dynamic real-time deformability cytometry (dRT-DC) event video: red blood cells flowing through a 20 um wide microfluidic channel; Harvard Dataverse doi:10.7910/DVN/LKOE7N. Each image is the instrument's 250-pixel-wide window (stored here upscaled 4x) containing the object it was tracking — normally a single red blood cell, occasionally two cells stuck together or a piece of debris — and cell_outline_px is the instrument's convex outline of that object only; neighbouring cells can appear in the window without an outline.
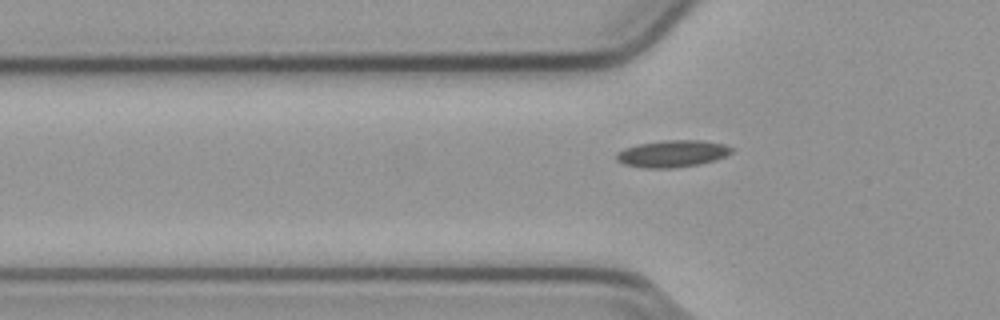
{"species": "common noctule bat (a hibernating species)", "species_latin": "Nyctalus noctula", "temperature_condition": "cold", "stored_images_in_passage": 38, "camera_frame_rate_fps": 3000, "um_per_image_px": 0.085, "animal": {"sex": "male", "body_mass_g": 23.1, "forearm_length_mm": 52.7}, "frame": {"image": 1, "passage_image": 8, "time_ms": 2.333, "image_size_px": [1000, 320], "cell_outline_px": [[732, 152], [716, 160], [700, 164], [672, 168], [644, 168], [624, 164], [616, 160], [616, 152], [624, 148], [640, 144], [664, 140], [700, 140], [724, 144], [732, 148]], "centroid_in_image_um": [57.13, 13.06], "position_along_channel_um": 68.7, "area_um2": 18.03}}
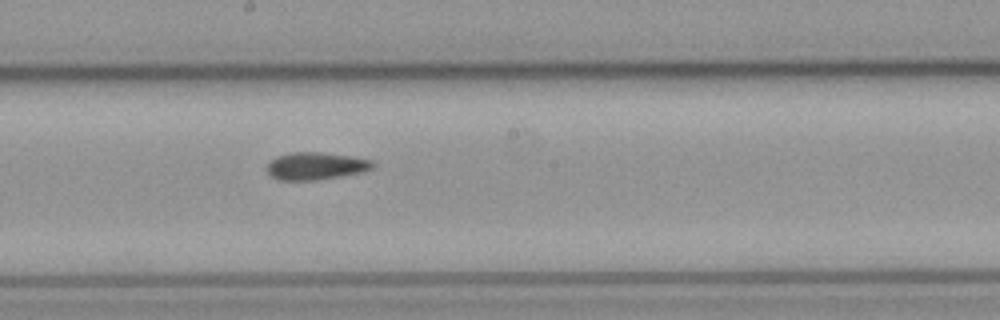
{"frame": {"image": 2, "passage_image": 20, "time_ms": 6.333, "image_size_px": [1000, 320], "cell_outline_px": [[376, 164], [372, 168], [364, 172], [316, 180], [280, 180], [272, 176], [268, 172], [268, 164], [276, 156], [288, 152], [320, 152], [348, 156], [372, 160]], "centroid_in_image_um": [26.86, 14.1], "position_along_channel_um": 221.3, "area_um2": 16.82}}
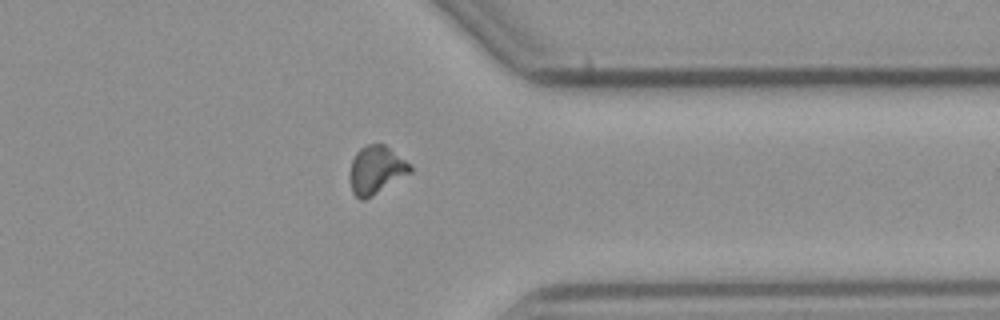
{"frame": {"image": 3, "passage_image": 33, "time_ms": 10.667, "image_size_px": [1000, 320], "cell_outline_px": [[412, 172], [372, 196], [364, 200], [360, 200], [352, 192], [352, 160], [356, 152], [360, 148], [368, 144], [384, 144], [412, 164]], "centroid_in_image_um": [32.02, 14.43], "position_along_channel_um": 379.4, "area_um2": 16.65}, "authors_computed_cell_mechanics": {"area_um2": 16.6753, "velocity_mm_per_s": 3.7925, "shape_relaxation_time_tau1_ms": null, "shape_relaxation_time_tau2_ms": 3.9312, "deformation_change_tau1": null, "deformation_change_tau2": 0.0897}}